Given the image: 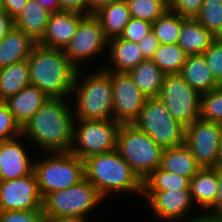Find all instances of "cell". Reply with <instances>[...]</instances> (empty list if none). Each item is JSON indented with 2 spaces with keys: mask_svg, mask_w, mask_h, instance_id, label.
Here are the masks:
<instances>
[{
  "mask_svg": "<svg viewBox=\"0 0 222 222\" xmlns=\"http://www.w3.org/2000/svg\"><path fill=\"white\" fill-rule=\"evenodd\" d=\"M67 98H49L21 128L22 137L44 153L69 152L74 114ZM35 143V144H34Z\"/></svg>",
  "mask_w": 222,
  "mask_h": 222,
  "instance_id": "obj_1",
  "label": "cell"
},
{
  "mask_svg": "<svg viewBox=\"0 0 222 222\" xmlns=\"http://www.w3.org/2000/svg\"><path fill=\"white\" fill-rule=\"evenodd\" d=\"M30 85L37 86L49 98H71L77 69L61 49L34 46L27 59Z\"/></svg>",
  "mask_w": 222,
  "mask_h": 222,
  "instance_id": "obj_2",
  "label": "cell"
},
{
  "mask_svg": "<svg viewBox=\"0 0 222 222\" xmlns=\"http://www.w3.org/2000/svg\"><path fill=\"white\" fill-rule=\"evenodd\" d=\"M85 178L104 198L116 193L142 196L143 181L117 150L93 155L84 160Z\"/></svg>",
  "mask_w": 222,
  "mask_h": 222,
  "instance_id": "obj_3",
  "label": "cell"
},
{
  "mask_svg": "<svg viewBox=\"0 0 222 222\" xmlns=\"http://www.w3.org/2000/svg\"><path fill=\"white\" fill-rule=\"evenodd\" d=\"M83 71V69L77 70L71 92V97L76 96L74 97L76 104H72L74 118L80 120L113 119L111 75L102 67L84 77Z\"/></svg>",
  "mask_w": 222,
  "mask_h": 222,
  "instance_id": "obj_4",
  "label": "cell"
},
{
  "mask_svg": "<svg viewBox=\"0 0 222 222\" xmlns=\"http://www.w3.org/2000/svg\"><path fill=\"white\" fill-rule=\"evenodd\" d=\"M104 197L86 178L70 188L47 194L43 198L45 216L87 222L90 211L104 201Z\"/></svg>",
  "mask_w": 222,
  "mask_h": 222,
  "instance_id": "obj_5",
  "label": "cell"
},
{
  "mask_svg": "<svg viewBox=\"0 0 222 222\" xmlns=\"http://www.w3.org/2000/svg\"><path fill=\"white\" fill-rule=\"evenodd\" d=\"M33 172L44 198L47 194L70 188L84 179L85 164L70 152H52L34 161Z\"/></svg>",
  "mask_w": 222,
  "mask_h": 222,
  "instance_id": "obj_6",
  "label": "cell"
},
{
  "mask_svg": "<svg viewBox=\"0 0 222 222\" xmlns=\"http://www.w3.org/2000/svg\"><path fill=\"white\" fill-rule=\"evenodd\" d=\"M116 150L143 181L160 166L163 148L134 124H121Z\"/></svg>",
  "mask_w": 222,
  "mask_h": 222,
  "instance_id": "obj_7",
  "label": "cell"
},
{
  "mask_svg": "<svg viewBox=\"0 0 222 222\" xmlns=\"http://www.w3.org/2000/svg\"><path fill=\"white\" fill-rule=\"evenodd\" d=\"M120 125L114 119H75L73 140L69 152L84 161L93 155L116 150Z\"/></svg>",
  "mask_w": 222,
  "mask_h": 222,
  "instance_id": "obj_8",
  "label": "cell"
},
{
  "mask_svg": "<svg viewBox=\"0 0 222 222\" xmlns=\"http://www.w3.org/2000/svg\"><path fill=\"white\" fill-rule=\"evenodd\" d=\"M163 149L185 144V126L176 121L158 98H147L139 117L132 123Z\"/></svg>",
  "mask_w": 222,
  "mask_h": 222,
  "instance_id": "obj_9",
  "label": "cell"
},
{
  "mask_svg": "<svg viewBox=\"0 0 222 222\" xmlns=\"http://www.w3.org/2000/svg\"><path fill=\"white\" fill-rule=\"evenodd\" d=\"M200 97L180 74H166L158 96L170 115L185 127L200 118Z\"/></svg>",
  "mask_w": 222,
  "mask_h": 222,
  "instance_id": "obj_10",
  "label": "cell"
},
{
  "mask_svg": "<svg viewBox=\"0 0 222 222\" xmlns=\"http://www.w3.org/2000/svg\"><path fill=\"white\" fill-rule=\"evenodd\" d=\"M108 40L97 17L86 14L80 20L74 37L63 51L71 64L77 70H81L84 67L82 63L87 62V59L97 58L99 54L107 51Z\"/></svg>",
  "mask_w": 222,
  "mask_h": 222,
  "instance_id": "obj_11",
  "label": "cell"
},
{
  "mask_svg": "<svg viewBox=\"0 0 222 222\" xmlns=\"http://www.w3.org/2000/svg\"><path fill=\"white\" fill-rule=\"evenodd\" d=\"M222 139V125L197 118L185 127V145L202 167H215Z\"/></svg>",
  "mask_w": 222,
  "mask_h": 222,
  "instance_id": "obj_12",
  "label": "cell"
},
{
  "mask_svg": "<svg viewBox=\"0 0 222 222\" xmlns=\"http://www.w3.org/2000/svg\"><path fill=\"white\" fill-rule=\"evenodd\" d=\"M107 72L111 75L113 119L120 124H132L144 108L147 97L128 73Z\"/></svg>",
  "mask_w": 222,
  "mask_h": 222,
  "instance_id": "obj_13",
  "label": "cell"
},
{
  "mask_svg": "<svg viewBox=\"0 0 222 222\" xmlns=\"http://www.w3.org/2000/svg\"><path fill=\"white\" fill-rule=\"evenodd\" d=\"M42 204L34 172L12 180H0V211L42 210Z\"/></svg>",
  "mask_w": 222,
  "mask_h": 222,
  "instance_id": "obj_14",
  "label": "cell"
},
{
  "mask_svg": "<svg viewBox=\"0 0 222 222\" xmlns=\"http://www.w3.org/2000/svg\"><path fill=\"white\" fill-rule=\"evenodd\" d=\"M142 196L149 204V212H154V217L160 222H182L190 217V211L196 207L190 190L142 192Z\"/></svg>",
  "mask_w": 222,
  "mask_h": 222,
  "instance_id": "obj_15",
  "label": "cell"
},
{
  "mask_svg": "<svg viewBox=\"0 0 222 222\" xmlns=\"http://www.w3.org/2000/svg\"><path fill=\"white\" fill-rule=\"evenodd\" d=\"M24 137L0 142V180H12L32 174L34 160L22 143Z\"/></svg>",
  "mask_w": 222,
  "mask_h": 222,
  "instance_id": "obj_16",
  "label": "cell"
},
{
  "mask_svg": "<svg viewBox=\"0 0 222 222\" xmlns=\"http://www.w3.org/2000/svg\"><path fill=\"white\" fill-rule=\"evenodd\" d=\"M85 15L65 10L51 13L45 34L38 44L47 48L64 50L74 37L80 20Z\"/></svg>",
  "mask_w": 222,
  "mask_h": 222,
  "instance_id": "obj_17",
  "label": "cell"
},
{
  "mask_svg": "<svg viewBox=\"0 0 222 222\" xmlns=\"http://www.w3.org/2000/svg\"><path fill=\"white\" fill-rule=\"evenodd\" d=\"M49 97L37 86L28 85L20 92L8 97L4 102L22 128L24 124L41 108Z\"/></svg>",
  "mask_w": 222,
  "mask_h": 222,
  "instance_id": "obj_18",
  "label": "cell"
},
{
  "mask_svg": "<svg viewBox=\"0 0 222 222\" xmlns=\"http://www.w3.org/2000/svg\"><path fill=\"white\" fill-rule=\"evenodd\" d=\"M108 60L111 65L103 66L106 71L119 73H128L140 62L145 60L138 43L127 41L120 37H114L108 40Z\"/></svg>",
  "mask_w": 222,
  "mask_h": 222,
  "instance_id": "obj_19",
  "label": "cell"
},
{
  "mask_svg": "<svg viewBox=\"0 0 222 222\" xmlns=\"http://www.w3.org/2000/svg\"><path fill=\"white\" fill-rule=\"evenodd\" d=\"M216 38L195 18L186 17L181 23L178 45L187 55L203 54Z\"/></svg>",
  "mask_w": 222,
  "mask_h": 222,
  "instance_id": "obj_20",
  "label": "cell"
},
{
  "mask_svg": "<svg viewBox=\"0 0 222 222\" xmlns=\"http://www.w3.org/2000/svg\"><path fill=\"white\" fill-rule=\"evenodd\" d=\"M37 43L15 27L0 41V69L28 59Z\"/></svg>",
  "mask_w": 222,
  "mask_h": 222,
  "instance_id": "obj_21",
  "label": "cell"
},
{
  "mask_svg": "<svg viewBox=\"0 0 222 222\" xmlns=\"http://www.w3.org/2000/svg\"><path fill=\"white\" fill-rule=\"evenodd\" d=\"M50 15L51 12L37 0H28L22 12L14 19V27L38 43L45 34Z\"/></svg>",
  "mask_w": 222,
  "mask_h": 222,
  "instance_id": "obj_22",
  "label": "cell"
},
{
  "mask_svg": "<svg viewBox=\"0 0 222 222\" xmlns=\"http://www.w3.org/2000/svg\"><path fill=\"white\" fill-rule=\"evenodd\" d=\"M190 194L197 208L207 210L215 203L217 194V169L214 167L201 168L190 179Z\"/></svg>",
  "mask_w": 222,
  "mask_h": 222,
  "instance_id": "obj_23",
  "label": "cell"
},
{
  "mask_svg": "<svg viewBox=\"0 0 222 222\" xmlns=\"http://www.w3.org/2000/svg\"><path fill=\"white\" fill-rule=\"evenodd\" d=\"M180 75L200 94L218 88V83L213 78L203 54L187 55Z\"/></svg>",
  "mask_w": 222,
  "mask_h": 222,
  "instance_id": "obj_24",
  "label": "cell"
},
{
  "mask_svg": "<svg viewBox=\"0 0 222 222\" xmlns=\"http://www.w3.org/2000/svg\"><path fill=\"white\" fill-rule=\"evenodd\" d=\"M159 167L189 180L202 168L185 144L163 149Z\"/></svg>",
  "mask_w": 222,
  "mask_h": 222,
  "instance_id": "obj_25",
  "label": "cell"
},
{
  "mask_svg": "<svg viewBox=\"0 0 222 222\" xmlns=\"http://www.w3.org/2000/svg\"><path fill=\"white\" fill-rule=\"evenodd\" d=\"M128 74L147 98L159 96L165 74L151 59L143 60Z\"/></svg>",
  "mask_w": 222,
  "mask_h": 222,
  "instance_id": "obj_26",
  "label": "cell"
},
{
  "mask_svg": "<svg viewBox=\"0 0 222 222\" xmlns=\"http://www.w3.org/2000/svg\"><path fill=\"white\" fill-rule=\"evenodd\" d=\"M94 15L99 20L108 39L120 37L131 18L126 0H119L105 6Z\"/></svg>",
  "mask_w": 222,
  "mask_h": 222,
  "instance_id": "obj_27",
  "label": "cell"
},
{
  "mask_svg": "<svg viewBox=\"0 0 222 222\" xmlns=\"http://www.w3.org/2000/svg\"><path fill=\"white\" fill-rule=\"evenodd\" d=\"M28 85L30 75L27 59L0 69V101L17 94Z\"/></svg>",
  "mask_w": 222,
  "mask_h": 222,
  "instance_id": "obj_28",
  "label": "cell"
},
{
  "mask_svg": "<svg viewBox=\"0 0 222 222\" xmlns=\"http://www.w3.org/2000/svg\"><path fill=\"white\" fill-rule=\"evenodd\" d=\"M190 180L186 177L167 172L158 167L143 180L142 192H159L166 190H190Z\"/></svg>",
  "mask_w": 222,
  "mask_h": 222,
  "instance_id": "obj_29",
  "label": "cell"
},
{
  "mask_svg": "<svg viewBox=\"0 0 222 222\" xmlns=\"http://www.w3.org/2000/svg\"><path fill=\"white\" fill-rule=\"evenodd\" d=\"M187 54L178 45L159 44L158 49L152 57V61L166 74H180L186 61Z\"/></svg>",
  "mask_w": 222,
  "mask_h": 222,
  "instance_id": "obj_30",
  "label": "cell"
},
{
  "mask_svg": "<svg viewBox=\"0 0 222 222\" xmlns=\"http://www.w3.org/2000/svg\"><path fill=\"white\" fill-rule=\"evenodd\" d=\"M186 17L167 10L152 23V31L159 44L178 43L181 23Z\"/></svg>",
  "mask_w": 222,
  "mask_h": 222,
  "instance_id": "obj_31",
  "label": "cell"
},
{
  "mask_svg": "<svg viewBox=\"0 0 222 222\" xmlns=\"http://www.w3.org/2000/svg\"><path fill=\"white\" fill-rule=\"evenodd\" d=\"M195 19L217 38L222 35V0H204Z\"/></svg>",
  "mask_w": 222,
  "mask_h": 222,
  "instance_id": "obj_32",
  "label": "cell"
},
{
  "mask_svg": "<svg viewBox=\"0 0 222 222\" xmlns=\"http://www.w3.org/2000/svg\"><path fill=\"white\" fill-rule=\"evenodd\" d=\"M130 16L153 23L168 10L165 0H126Z\"/></svg>",
  "mask_w": 222,
  "mask_h": 222,
  "instance_id": "obj_33",
  "label": "cell"
},
{
  "mask_svg": "<svg viewBox=\"0 0 222 222\" xmlns=\"http://www.w3.org/2000/svg\"><path fill=\"white\" fill-rule=\"evenodd\" d=\"M200 118L222 125V90L216 88L201 94Z\"/></svg>",
  "mask_w": 222,
  "mask_h": 222,
  "instance_id": "obj_34",
  "label": "cell"
},
{
  "mask_svg": "<svg viewBox=\"0 0 222 222\" xmlns=\"http://www.w3.org/2000/svg\"><path fill=\"white\" fill-rule=\"evenodd\" d=\"M21 136V127L15 121L4 101H0V142Z\"/></svg>",
  "mask_w": 222,
  "mask_h": 222,
  "instance_id": "obj_35",
  "label": "cell"
},
{
  "mask_svg": "<svg viewBox=\"0 0 222 222\" xmlns=\"http://www.w3.org/2000/svg\"><path fill=\"white\" fill-rule=\"evenodd\" d=\"M203 56L213 78L219 84L222 80V39L216 38Z\"/></svg>",
  "mask_w": 222,
  "mask_h": 222,
  "instance_id": "obj_36",
  "label": "cell"
},
{
  "mask_svg": "<svg viewBox=\"0 0 222 222\" xmlns=\"http://www.w3.org/2000/svg\"><path fill=\"white\" fill-rule=\"evenodd\" d=\"M152 31V23L136 18H130L120 38L131 42H139L146 34Z\"/></svg>",
  "mask_w": 222,
  "mask_h": 222,
  "instance_id": "obj_37",
  "label": "cell"
},
{
  "mask_svg": "<svg viewBox=\"0 0 222 222\" xmlns=\"http://www.w3.org/2000/svg\"><path fill=\"white\" fill-rule=\"evenodd\" d=\"M43 210L0 211V222H43Z\"/></svg>",
  "mask_w": 222,
  "mask_h": 222,
  "instance_id": "obj_38",
  "label": "cell"
},
{
  "mask_svg": "<svg viewBox=\"0 0 222 222\" xmlns=\"http://www.w3.org/2000/svg\"><path fill=\"white\" fill-rule=\"evenodd\" d=\"M204 0H171L168 10L183 17L195 18L200 12Z\"/></svg>",
  "mask_w": 222,
  "mask_h": 222,
  "instance_id": "obj_39",
  "label": "cell"
},
{
  "mask_svg": "<svg viewBox=\"0 0 222 222\" xmlns=\"http://www.w3.org/2000/svg\"><path fill=\"white\" fill-rule=\"evenodd\" d=\"M137 43L145 59H152L159 46L158 39L155 37L153 31L146 34L144 38Z\"/></svg>",
  "mask_w": 222,
  "mask_h": 222,
  "instance_id": "obj_40",
  "label": "cell"
},
{
  "mask_svg": "<svg viewBox=\"0 0 222 222\" xmlns=\"http://www.w3.org/2000/svg\"><path fill=\"white\" fill-rule=\"evenodd\" d=\"M61 10L87 14L88 0H58Z\"/></svg>",
  "mask_w": 222,
  "mask_h": 222,
  "instance_id": "obj_41",
  "label": "cell"
},
{
  "mask_svg": "<svg viewBox=\"0 0 222 222\" xmlns=\"http://www.w3.org/2000/svg\"><path fill=\"white\" fill-rule=\"evenodd\" d=\"M28 0H1V7L15 19L23 10Z\"/></svg>",
  "mask_w": 222,
  "mask_h": 222,
  "instance_id": "obj_42",
  "label": "cell"
},
{
  "mask_svg": "<svg viewBox=\"0 0 222 222\" xmlns=\"http://www.w3.org/2000/svg\"><path fill=\"white\" fill-rule=\"evenodd\" d=\"M211 215L222 212V169H217V194L215 203L207 210Z\"/></svg>",
  "mask_w": 222,
  "mask_h": 222,
  "instance_id": "obj_43",
  "label": "cell"
},
{
  "mask_svg": "<svg viewBox=\"0 0 222 222\" xmlns=\"http://www.w3.org/2000/svg\"><path fill=\"white\" fill-rule=\"evenodd\" d=\"M13 27L14 19L3 7H0V41L7 36Z\"/></svg>",
  "mask_w": 222,
  "mask_h": 222,
  "instance_id": "obj_44",
  "label": "cell"
},
{
  "mask_svg": "<svg viewBox=\"0 0 222 222\" xmlns=\"http://www.w3.org/2000/svg\"><path fill=\"white\" fill-rule=\"evenodd\" d=\"M119 0H88L87 14H95L101 8L108 6Z\"/></svg>",
  "mask_w": 222,
  "mask_h": 222,
  "instance_id": "obj_45",
  "label": "cell"
},
{
  "mask_svg": "<svg viewBox=\"0 0 222 222\" xmlns=\"http://www.w3.org/2000/svg\"><path fill=\"white\" fill-rule=\"evenodd\" d=\"M47 11L54 13L62 11L58 0H37Z\"/></svg>",
  "mask_w": 222,
  "mask_h": 222,
  "instance_id": "obj_46",
  "label": "cell"
},
{
  "mask_svg": "<svg viewBox=\"0 0 222 222\" xmlns=\"http://www.w3.org/2000/svg\"><path fill=\"white\" fill-rule=\"evenodd\" d=\"M198 213V214H196ZM194 216H191L190 218H188L187 220H184L182 222H208V213L206 214V212H202V214L200 211L196 212Z\"/></svg>",
  "mask_w": 222,
  "mask_h": 222,
  "instance_id": "obj_47",
  "label": "cell"
},
{
  "mask_svg": "<svg viewBox=\"0 0 222 222\" xmlns=\"http://www.w3.org/2000/svg\"><path fill=\"white\" fill-rule=\"evenodd\" d=\"M214 168L222 169V139H221L220 144H219L216 165H215Z\"/></svg>",
  "mask_w": 222,
  "mask_h": 222,
  "instance_id": "obj_48",
  "label": "cell"
},
{
  "mask_svg": "<svg viewBox=\"0 0 222 222\" xmlns=\"http://www.w3.org/2000/svg\"><path fill=\"white\" fill-rule=\"evenodd\" d=\"M43 222H79L72 219L54 218L50 216H45Z\"/></svg>",
  "mask_w": 222,
  "mask_h": 222,
  "instance_id": "obj_49",
  "label": "cell"
},
{
  "mask_svg": "<svg viewBox=\"0 0 222 222\" xmlns=\"http://www.w3.org/2000/svg\"><path fill=\"white\" fill-rule=\"evenodd\" d=\"M208 222H222L218 215H211L208 213Z\"/></svg>",
  "mask_w": 222,
  "mask_h": 222,
  "instance_id": "obj_50",
  "label": "cell"
},
{
  "mask_svg": "<svg viewBox=\"0 0 222 222\" xmlns=\"http://www.w3.org/2000/svg\"><path fill=\"white\" fill-rule=\"evenodd\" d=\"M218 88H219L220 90H222V80H221L220 83L218 84Z\"/></svg>",
  "mask_w": 222,
  "mask_h": 222,
  "instance_id": "obj_51",
  "label": "cell"
},
{
  "mask_svg": "<svg viewBox=\"0 0 222 222\" xmlns=\"http://www.w3.org/2000/svg\"><path fill=\"white\" fill-rule=\"evenodd\" d=\"M219 218L222 220V212L218 214Z\"/></svg>",
  "mask_w": 222,
  "mask_h": 222,
  "instance_id": "obj_52",
  "label": "cell"
}]
</instances>
